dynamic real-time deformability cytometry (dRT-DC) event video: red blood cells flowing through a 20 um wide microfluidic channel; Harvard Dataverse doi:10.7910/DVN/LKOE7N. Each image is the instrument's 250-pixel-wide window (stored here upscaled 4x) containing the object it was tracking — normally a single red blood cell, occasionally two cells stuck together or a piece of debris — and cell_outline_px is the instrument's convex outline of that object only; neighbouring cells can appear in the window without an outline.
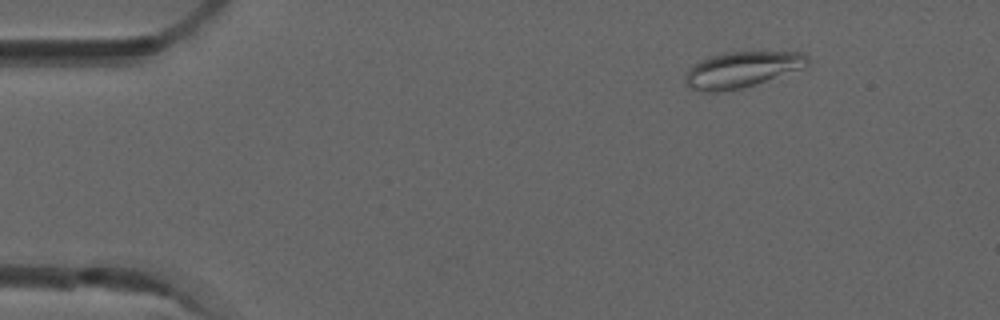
{"species": "common noctule bat (a hibernating species)", "species_latin": "Nyctalus noctula", "temperature_condition": "room temperature", "stored_images_in_passage": 5, "camera_frame_rate_fps": 3000, "um_per_image_px": 0.085, "animal": {"sex": "male", "forearm_length_mm": 52.5}, "frame": {"image": 1, "passage_image": 1, "time_ms": 0.0, "image_size_px": [1000, 320], "cell_outline_px": [[808, 64], [800, 68], [756, 84], [740, 88], [716, 92], [708, 92], [688, 88], [684, 84], [688, 68], [700, 60], [708, 56], [724, 52], [804, 52], [808, 56]], "centroid_in_image_um": [62.99, 5.91], "position_along_channel_um": 22.0, "area_um2": 25.37}}